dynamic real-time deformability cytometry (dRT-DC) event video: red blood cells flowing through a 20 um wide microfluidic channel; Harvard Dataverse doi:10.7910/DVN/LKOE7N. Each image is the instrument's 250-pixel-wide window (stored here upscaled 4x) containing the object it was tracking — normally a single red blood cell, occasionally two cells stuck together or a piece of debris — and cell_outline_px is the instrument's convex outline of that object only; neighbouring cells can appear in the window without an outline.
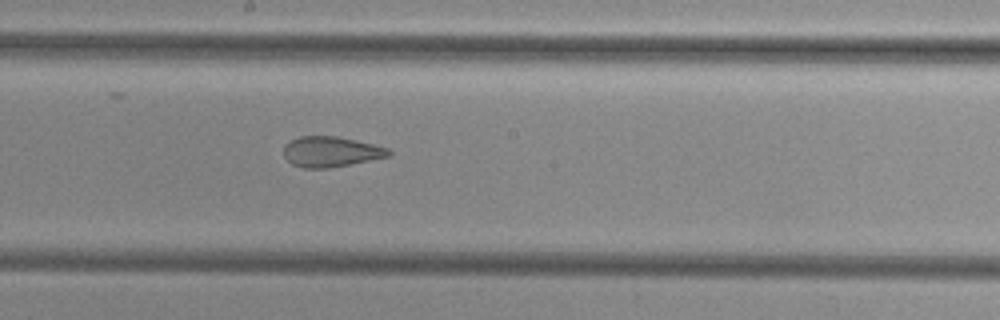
{"species": "common noctule bat (a hibernating species)", "species_latin": "Nyctalus noctula", "temperature_condition": "cold", "stored_images_in_passage": 6, "camera_frame_rate_fps": 3000, "um_per_image_px": 0.085, "animal": {"sex": "female", "body_mass_g": 29.2, "forearm_length_mm": 56.3}, "frame": {"image": 1, "passage_image": 6, "time_ms": 1.667, "image_size_px": [1000, 320], "cell_outline_px": [[392, 152], [388, 156], [328, 168], [304, 168], [292, 164], [284, 156], [284, 144], [300, 136], [336, 136], [356, 140], [388, 148]], "centroid_in_image_um": [28.09, 12.89], "position_along_channel_um": 220.1, "area_um2": 18.32}}